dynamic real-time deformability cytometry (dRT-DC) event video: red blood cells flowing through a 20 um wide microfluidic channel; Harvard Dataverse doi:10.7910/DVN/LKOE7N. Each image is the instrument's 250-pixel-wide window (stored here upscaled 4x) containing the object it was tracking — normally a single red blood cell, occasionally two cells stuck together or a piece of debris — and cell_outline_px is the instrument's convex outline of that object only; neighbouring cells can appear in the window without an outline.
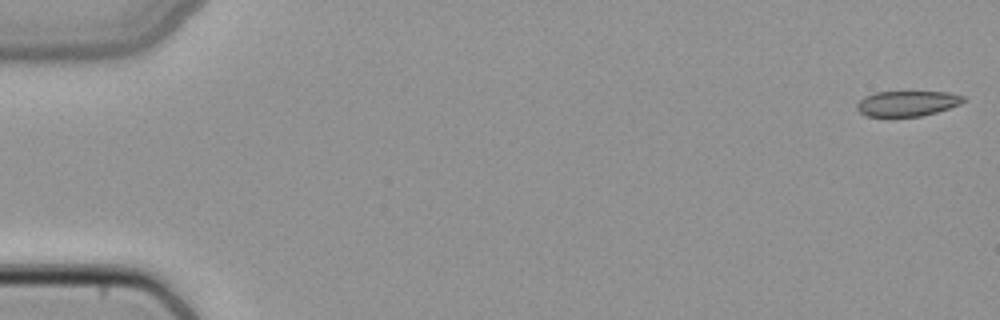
{"species": "common noctule bat (a hibernating species)", "species_latin": "Nyctalus noctula", "temperature_condition": "cold", "stored_images_in_passage": 50, "camera_frame_rate_fps": 3000, "um_per_image_px": 0.085, "animal": {"sex": "female", "body_mass_g": 22.7, "forearm_length_mm": 54.2}, "frame": {"image": 1, "passage_image": 1, "time_ms": 0.0, "image_size_px": [1000, 320], "cell_outline_px": [[968, 100], [960, 104], [936, 112], [920, 116], [892, 120], [864, 116], [856, 108], [856, 104], [864, 96], [876, 92], [948, 92], [964, 96]], "centroid_in_image_um": [77.05, 8.84], "position_along_channel_um": 7.9, "area_um2": 16.53}}
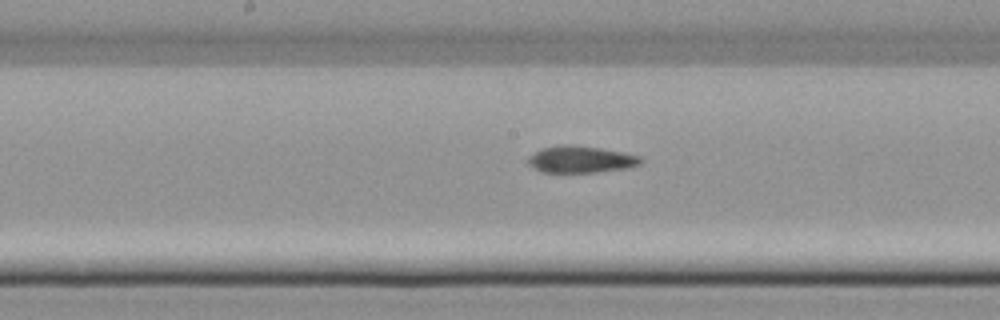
{"frame": {"image": 2, "passage_image": 26, "time_ms": 8.333, "image_size_px": [1000, 320], "cell_outline_px": [[644, 160], [640, 164], [628, 168], [596, 172], [540, 172], [528, 164], [524, 160], [528, 156], [544, 148], [560, 144], [572, 144], [600, 148], [640, 156]], "centroid_in_image_um": [49.33, 13.55], "position_along_channel_um": 198.9, "area_um2": 17.69}}
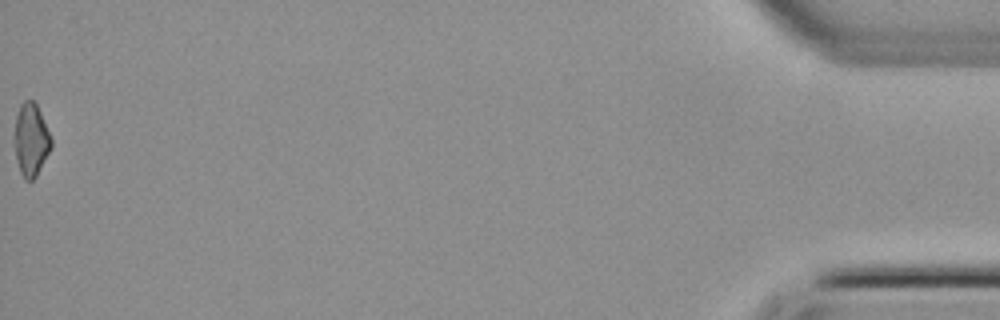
{"frame": {"image": 3, "passage_image": 50, "time_ms": 16.333, "image_size_px": [1000, 320], "cell_outline_px": [[52, 148], [36, 176], [32, 180], [24, 180], [20, 172], [12, 144], [12, 140], [16, 116], [20, 104], [24, 100], [32, 100], [36, 104], [40, 112], [52, 140]], "centroid_in_image_um": [2.6, 11.89], "position_along_channel_um": 432.6, "area_um2": 15.9}}